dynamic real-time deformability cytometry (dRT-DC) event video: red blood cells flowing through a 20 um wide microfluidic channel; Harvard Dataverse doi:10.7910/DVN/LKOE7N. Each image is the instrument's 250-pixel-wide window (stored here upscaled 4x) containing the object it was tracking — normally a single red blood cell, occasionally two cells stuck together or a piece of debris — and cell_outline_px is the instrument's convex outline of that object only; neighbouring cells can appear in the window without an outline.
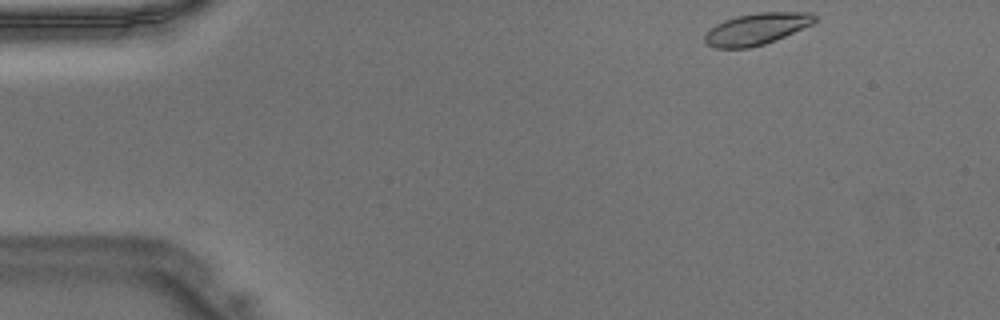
{"species": "Egyptian fruit bat (a non-hibernating species)", "species_latin": "Rousettus aegyptiacus", "temperature_condition": "warm", "stored_images_in_passage": 32, "camera_frame_rate_fps": 3000, "um_per_image_px": 0.085, "animal": {"sex": "male"}, "frame": {"image": 1, "passage_image": 1, "time_ms": 0.0, "image_size_px": [1000, 320], "cell_outline_px": [[816, 20], [812, 24], [784, 36], [764, 44], [748, 48], [716, 48], [704, 44], [704, 36], [716, 24], [724, 20], [736, 16], [756, 12], [812, 12], [816, 16]], "centroid_in_image_um": [64.29, 2.45], "position_along_channel_um": 20.7, "area_um2": 20.17}}
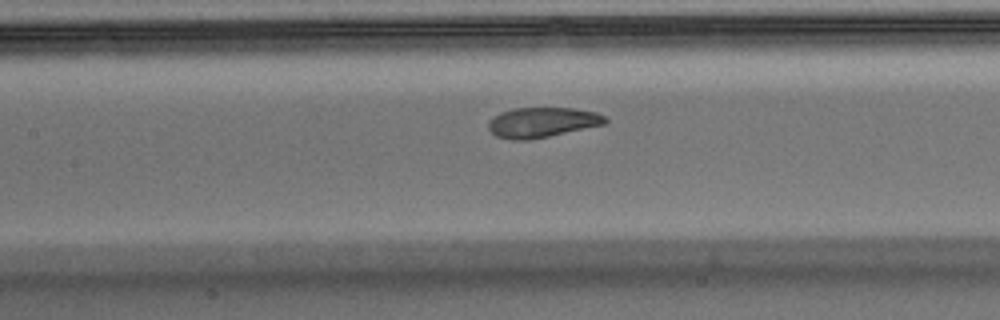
{"frame": {"image": 2, "passage_image": 17, "time_ms": 5.333, "image_size_px": [1000, 320], "cell_outline_px": [[608, 120], [604, 124], [548, 136], [528, 140], [512, 140], [496, 136], [488, 128], [488, 120], [500, 112], [512, 108], [572, 108], [596, 112], [604, 116]], "centroid_in_image_um": [46.04, 10.39], "position_along_channel_um": 161.4, "area_um2": 20.35}}
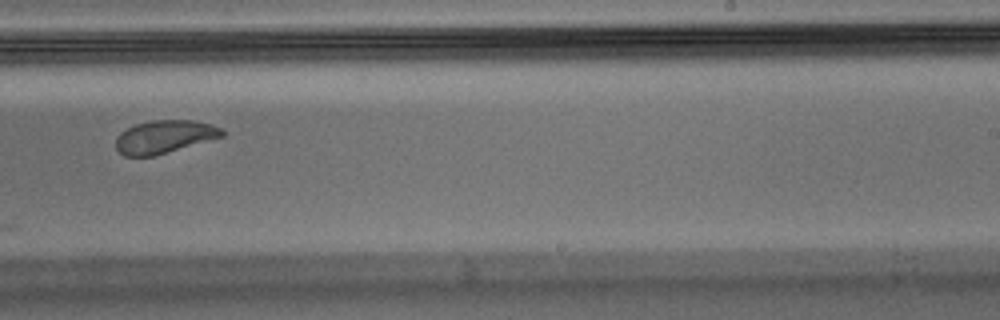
{"frame": {"image": 3, "passage_image": 25, "time_ms": 8.0, "image_size_px": [1000, 320], "cell_outline_px": [[224, 136], [152, 156], [124, 156], [116, 148], [116, 136], [120, 132], [136, 124], [152, 120], [192, 120], [212, 124], [220, 128], [224, 132]], "centroid_in_image_um": [13.95, 11.61], "position_along_channel_um": 275.0, "area_um2": 20.17}}